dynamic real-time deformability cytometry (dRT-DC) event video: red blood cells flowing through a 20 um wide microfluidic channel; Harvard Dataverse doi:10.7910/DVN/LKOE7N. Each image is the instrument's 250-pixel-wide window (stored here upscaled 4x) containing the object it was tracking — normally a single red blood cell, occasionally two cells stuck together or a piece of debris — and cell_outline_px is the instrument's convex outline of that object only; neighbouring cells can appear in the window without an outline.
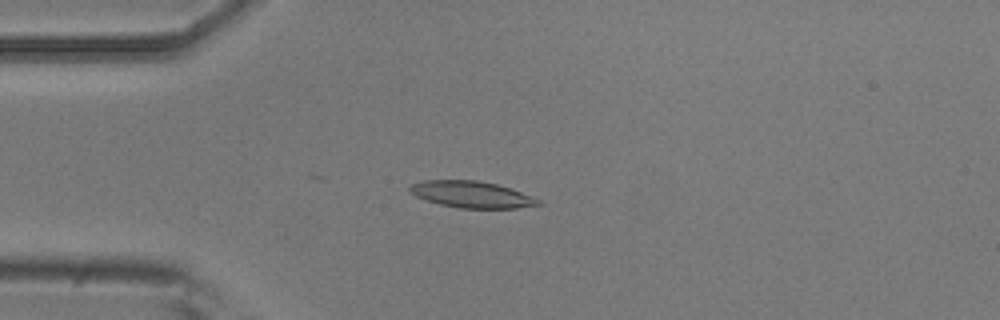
{"species": "common noctule bat (a hibernating species)", "species_latin": "Nyctalus noctula", "temperature_condition": "room temperature", "stored_images_in_passage": 3, "camera_frame_rate_fps": 3000, "um_per_image_px": 0.085, "animal": {"sex": "male", "body_mass_g": 20.5, "forearm_length_mm": 52.5}, "frame": {"image": 1, "passage_image": 3, "time_ms": 0.667, "image_size_px": [1000, 320], "cell_outline_px": [[544, 204], [516, 208], [460, 208], [440, 204], [416, 196], [408, 192], [408, 188], [412, 184], [424, 180], [476, 180], [496, 184], [512, 188], [540, 200]], "centroid_in_image_um": [40.09, 16.52], "position_along_channel_um": 44.9, "area_um2": 19.83}}